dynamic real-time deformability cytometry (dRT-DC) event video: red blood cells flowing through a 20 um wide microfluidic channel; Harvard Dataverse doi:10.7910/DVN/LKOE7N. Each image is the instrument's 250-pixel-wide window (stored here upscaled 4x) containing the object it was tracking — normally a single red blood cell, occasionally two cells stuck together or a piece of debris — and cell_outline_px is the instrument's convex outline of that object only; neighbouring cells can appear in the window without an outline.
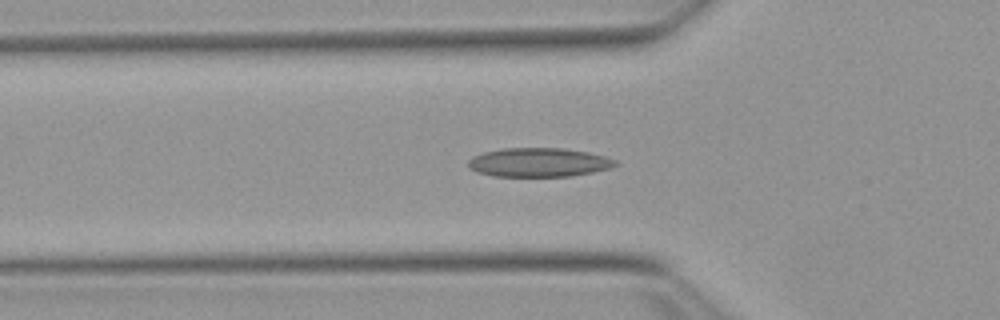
{"species": "Egyptian fruit bat (a non-hibernating species)", "species_latin": "Rousettus aegyptiacus", "temperature_condition": "warm", "stored_images_in_passage": 43, "camera_frame_rate_fps": 3000, "um_per_image_px": 0.085, "animal": {"sex": "female"}, "frame": {"image": 1, "passage_image": 14, "time_ms": 4.333, "image_size_px": [1000, 320], "cell_outline_px": [[620, 164], [612, 168], [572, 176], [492, 176], [476, 172], [468, 168], [468, 160], [472, 156], [484, 152], [504, 148], [564, 148], [588, 152], [604, 156], [616, 160]], "centroid_in_image_um": [45.8, 13.8], "position_along_channel_um": 80.0, "area_um2": 25.03}}
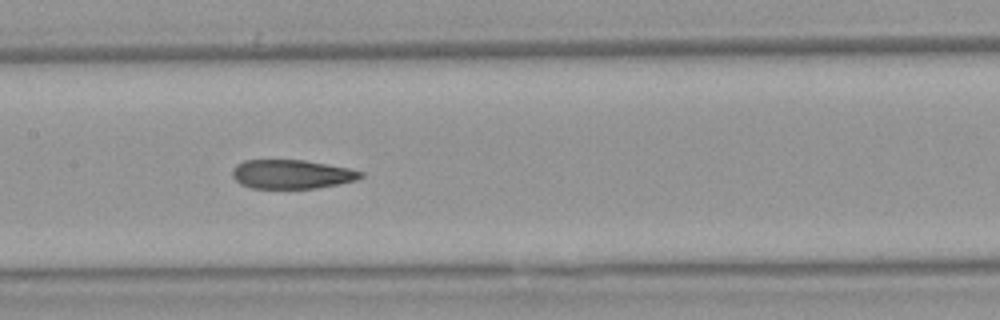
{"frame": {"image": 2, "passage_image": 22, "time_ms": 7.0, "image_size_px": [1000, 320], "cell_outline_px": [[364, 176], [356, 180], [316, 188], [252, 188], [240, 184], [232, 176], [232, 168], [236, 164], [244, 160], [304, 160], [348, 168], [364, 172]], "centroid_in_image_um": [24.76, 14.8], "position_along_channel_um": 182.6, "area_um2": 21.62}}
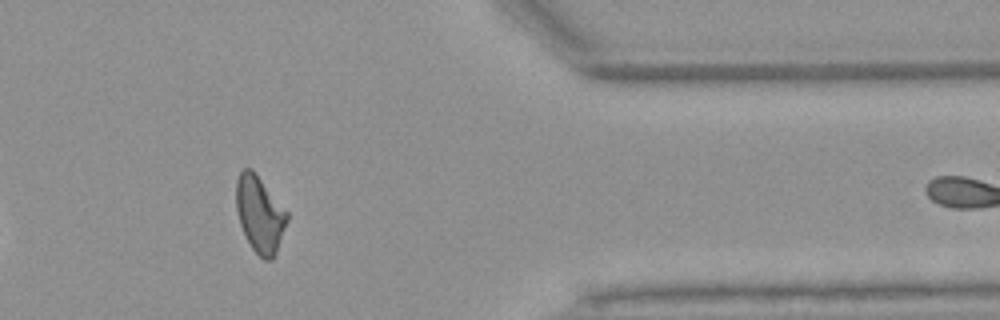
{"frame": {"image": 3, "passage_image": 40, "time_ms": 13.0, "image_size_px": [1000, 320], "cell_outline_px": [[288, 220], [276, 252], [272, 260], [264, 260], [252, 248], [240, 224], [236, 208], [236, 180], [240, 172], [244, 168], [252, 168], [256, 172], [288, 212]], "centroid_in_image_um": [22.08, 18.17], "position_along_channel_um": 389.3, "area_um2": 22.6}, "authors_computed_cell_mechanics": {"area_um2": 23.0044, "velocity_mm_per_s": 3.8296, "shape_relaxation_time_tau1_ms": null, "shape_relaxation_time_tau2_ms": 2.8684, "deformation_change_tau1": null, "deformation_change_tau2": 0.1073}}